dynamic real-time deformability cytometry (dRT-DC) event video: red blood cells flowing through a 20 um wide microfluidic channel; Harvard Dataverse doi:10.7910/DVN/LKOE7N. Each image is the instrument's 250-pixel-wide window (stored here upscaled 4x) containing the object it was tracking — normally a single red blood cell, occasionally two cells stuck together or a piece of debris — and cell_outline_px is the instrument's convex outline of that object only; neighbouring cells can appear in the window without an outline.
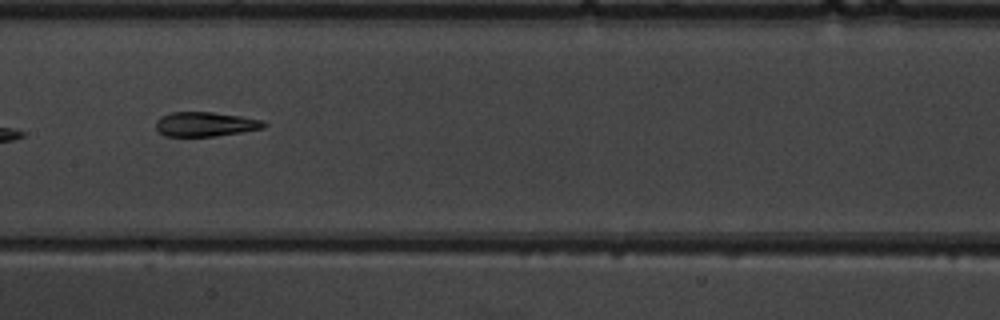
{"species": "common noctule bat (a hibernating species)", "species_latin": "Nyctalus noctula", "temperature_condition": "warm", "stored_images_in_passage": 11, "camera_frame_rate_fps": 3000, "um_per_image_px": 0.085, "animal": {"sex": "male", "body_mass_g": 19.5, "forearm_length_mm": 54.6}, "frame": {"image": 1, "passage_image": 8, "time_ms": 9.0, "image_size_px": [1000, 320], "cell_outline_px": [[268, 124], [264, 128], [216, 136], [164, 136], [156, 128], [156, 120], [160, 116], [172, 112], [212, 112], [240, 116], [264, 120]], "centroid_in_image_um": [17.46, 10.55], "position_along_channel_um": 189.9, "area_um2": 15.43}}
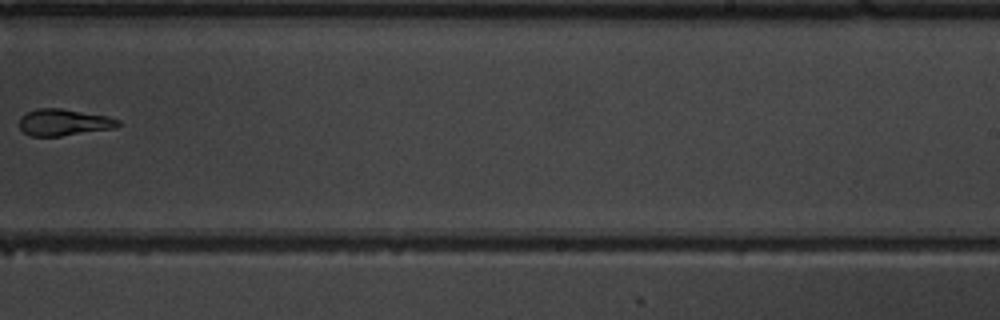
{"frame": {"image": 2, "passage_image": 10, "time_ms": 11.333, "image_size_px": [1000, 320], "cell_outline_px": [[120, 124], [116, 128], [60, 136], [32, 136], [24, 132], [20, 128], [20, 116], [36, 108], [60, 108], [108, 116], [120, 120]], "centroid_in_image_um": [5.43, 10.39], "position_along_channel_um": 283.6, "area_um2": 15.32}}
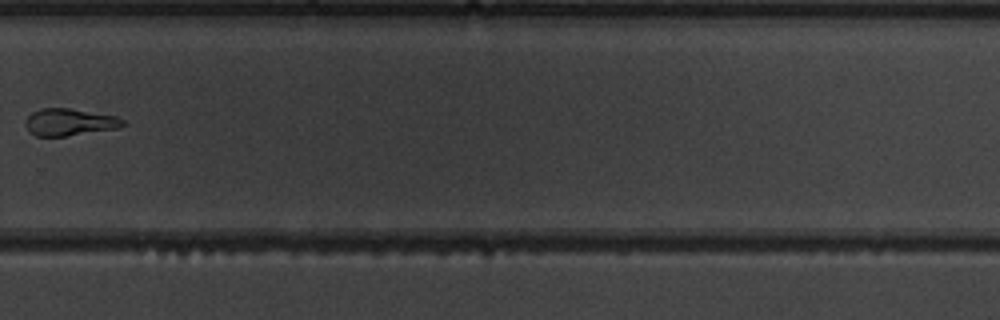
{"frame": {"image": 3, "passage_image": 11, "time_ms": 12.333, "image_size_px": [1000, 320], "cell_outline_px": [[124, 124], [120, 128], [64, 136], [36, 136], [28, 132], [24, 124], [24, 120], [32, 112], [40, 108], [68, 108], [116, 116], [124, 120]], "centroid_in_image_um": [5.86, 10.38], "position_along_channel_um": 323.9, "area_um2": 15.43}}